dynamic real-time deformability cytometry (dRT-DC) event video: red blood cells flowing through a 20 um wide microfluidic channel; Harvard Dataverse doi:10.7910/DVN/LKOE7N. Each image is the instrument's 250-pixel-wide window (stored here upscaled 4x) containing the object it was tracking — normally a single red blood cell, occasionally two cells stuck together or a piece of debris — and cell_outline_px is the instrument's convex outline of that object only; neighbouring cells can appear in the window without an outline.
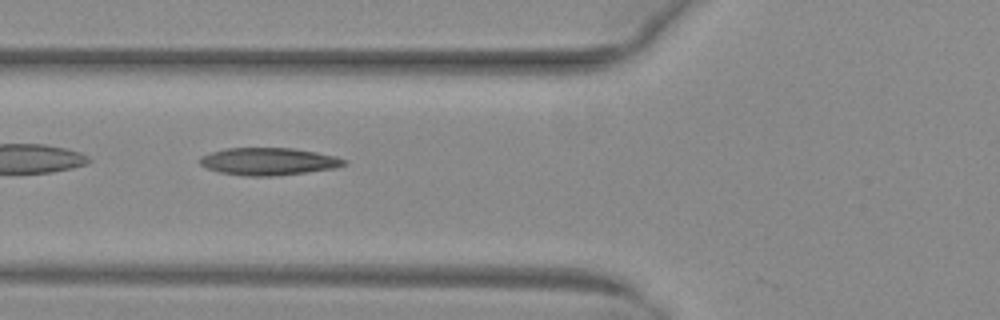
{"species": "common noctule bat (a hibernating species)", "species_latin": "Nyctalus noctula", "temperature_condition": "warm", "stored_images_in_passage": 40, "camera_frame_rate_fps": 3000, "um_per_image_px": 0.085, "animal": {"sex": "female", "body_mass_g": 29.2, "forearm_length_mm": 56.3}, "frame": {"image": 1, "passage_image": 13, "time_ms": 4.0, "image_size_px": [1000, 320], "cell_outline_px": [[348, 164], [336, 168], [276, 176], [244, 176], [220, 172], [208, 168], [200, 164], [200, 156], [224, 148], [292, 148], [316, 152], [336, 156], [348, 160]], "centroid_in_image_um": [22.87, 13.72], "position_along_channel_um": 102.9, "area_um2": 23.12}}
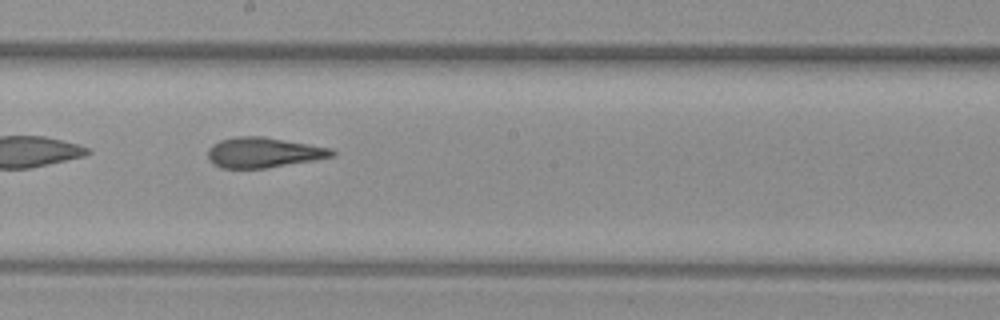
{"frame": {"image": 2, "passage_image": 22, "time_ms": 7.0, "image_size_px": [1000, 320], "cell_outline_px": [[336, 156], [264, 168], [220, 168], [212, 164], [208, 156], [208, 148], [212, 144], [220, 140], [236, 136], [260, 136], [332, 148], [336, 152]], "centroid_in_image_um": [22.37, 12.96], "position_along_channel_um": 225.8, "area_um2": 21.73}}
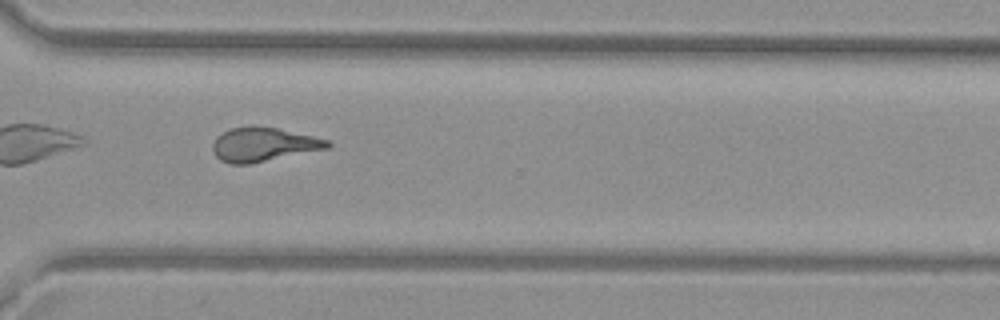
{"frame": {"image": 3, "passage_image": 31, "time_ms": 10.0, "image_size_px": [1000, 320], "cell_outline_px": [[332, 144], [328, 148], [252, 164], [228, 164], [220, 160], [212, 152], [212, 144], [216, 136], [232, 128], [248, 124], [252, 124], [276, 128], [332, 140]], "centroid_in_image_um": [22.37, 12.27], "position_along_channel_um": 348.2, "area_um2": 23.18}, "authors_computed_cell_mechanics": {"area_um2": 22.9177, "velocity_mm_per_s": 4.0954, "shape_relaxation_time_tau1_ms": null, "shape_relaxation_time_tau2_ms": 2.3378, "deformation_change_tau1": null, "deformation_change_tau2": 0.1261}}